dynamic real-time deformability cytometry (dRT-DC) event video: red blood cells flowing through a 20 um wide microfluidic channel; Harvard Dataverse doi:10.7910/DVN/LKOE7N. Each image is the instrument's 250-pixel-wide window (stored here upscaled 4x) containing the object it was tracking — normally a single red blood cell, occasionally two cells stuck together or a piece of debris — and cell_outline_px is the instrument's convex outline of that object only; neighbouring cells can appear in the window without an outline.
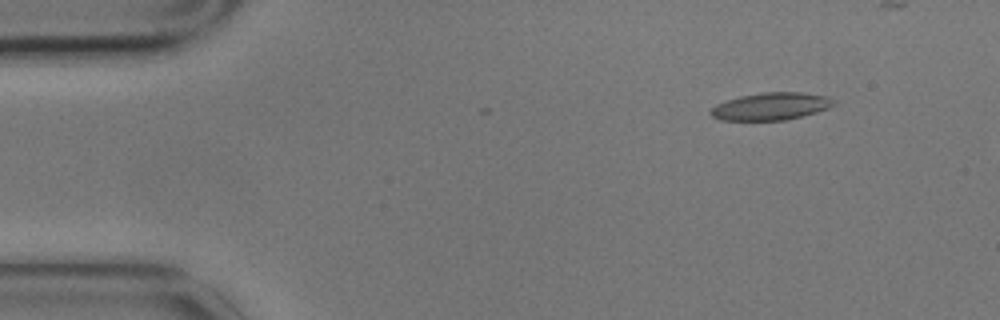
{"species": "common noctule bat (a hibernating species)", "species_latin": "Nyctalus noctula", "temperature_condition": "cold", "stored_images_in_passage": 2, "camera_frame_rate_fps": 3000, "um_per_image_px": 0.085, "animal": {"sex": "male", "body_mass_g": 17.9}, "frame": {"image": 1, "passage_image": 1, "time_ms": 0.0, "image_size_px": [1000, 320], "cell_outline_px": [[836, 104], [828, 108], [816, 112], [784, 120], [720, 120], [712, 116], [708, 112], [716, 104], [740, 96], [764, 92], [804, 92], [828, 96], [836, 100]], "centroid_in_image_um": [65.55, 9.03], "position_along_channel_um": 19.4, "area_um2": 19.65}}